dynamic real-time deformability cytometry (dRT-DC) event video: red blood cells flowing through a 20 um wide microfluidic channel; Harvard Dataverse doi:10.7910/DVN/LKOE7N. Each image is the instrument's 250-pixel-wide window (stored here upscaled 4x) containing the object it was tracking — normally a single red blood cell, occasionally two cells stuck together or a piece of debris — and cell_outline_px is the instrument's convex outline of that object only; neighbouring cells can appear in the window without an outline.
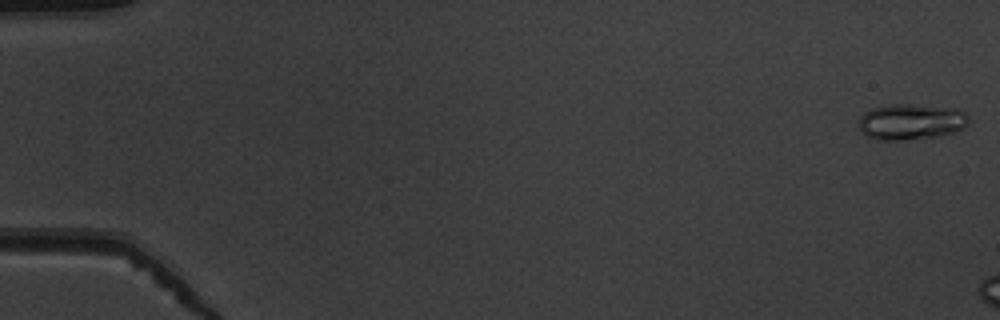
{"species": "common noctule bat (a hibernating species)", "species_latin": "Nyctalus noctula", "temperature_condition": "warm", "stored_images_in_passage": 7, "camera_frame_rate_fps": 3000, "um_per_image_px": 0.085, "animal": {"sex": "male", "body_mass_g": 19.5, "forearm_length_mm": 54.6}, "frame": {"image": 1, "passage_image": 1, "time_ms": 0.0, "image_size_px": [1000, 320], "cell_outline_px": [[968, 124], [964, 128], [952, 132], [936, 136], [904, 140], [876, 140], [860, 132], [860, 116], [864, 112], [872, 108], [892, 104], [912, 104], [956, 108], [964, 112], [968, 116]], "centroid_in_image_um": [77.43, 10.34], "position_along_channel_um": 7.6, "area_um2": 23.0}}